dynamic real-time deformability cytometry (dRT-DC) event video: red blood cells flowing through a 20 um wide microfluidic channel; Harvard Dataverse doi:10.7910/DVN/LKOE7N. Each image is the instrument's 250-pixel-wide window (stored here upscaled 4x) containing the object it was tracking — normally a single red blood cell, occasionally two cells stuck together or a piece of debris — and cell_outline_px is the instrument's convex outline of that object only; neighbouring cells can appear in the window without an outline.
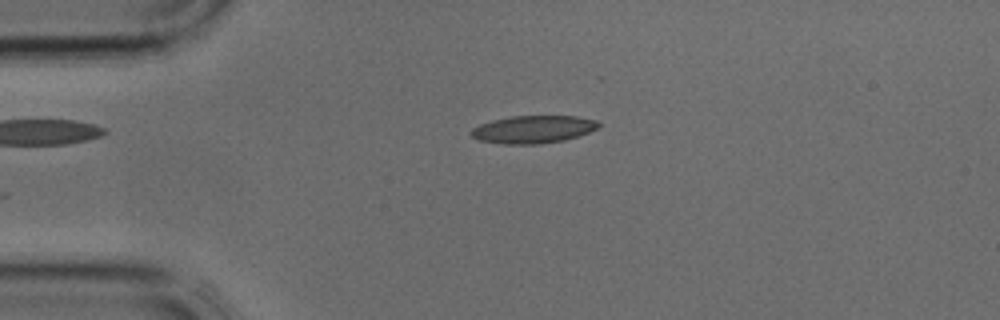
{"species": "common noctule bat (a hibernating species)", "species_latin": "Nyctalus noctula", "temperature_condition": "cold", "stored_images_in_passage": 26, "camera_frame_rate_fps": 3000, "um_per_image_px": 0.085, "animal": {"sex": "male", "body_mass_g": 17.9, "forearm_length_mm": 54.2}, "frame": {"image": 1, "passage_image": 3, "time_ms": 0.667, "image_size_px": [1000, 320], "cell_outline_px": [[600, 124], [596, 128], [588, 132], [564, 140], [536, 144], [504, 144], [480, 140], [472, 136], [468, 132], [472, 128], [480, 124], [492, 120], [512, 116], [576, 116], [596, 120]], "centroid_in_image_um": [45.28, 10.99], "position_along_channel_um": 39.7, "area_um2": 20.35}}
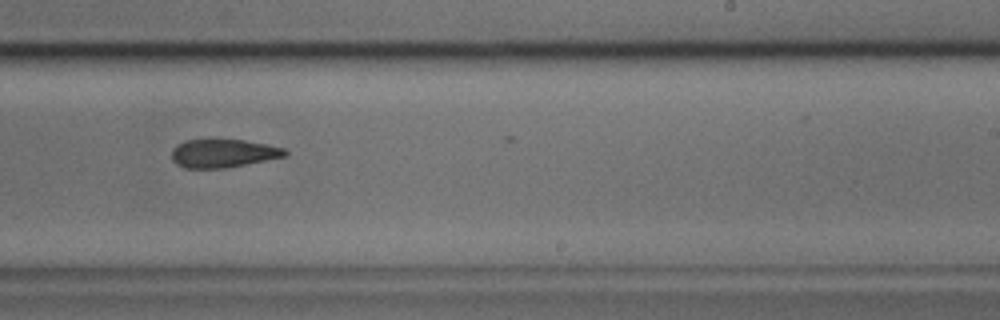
{"frame": {"image": 2, "passage_image": 18, "time_ms": 5.667, "image_size_px": [1000, 320], "cell_outline_px": [[288, 152], [284, 156], [224, 168], [184, 168], [176, 164], [172, 160], [172, 148], [184, 140], [244, 140], [284, 148]], "centroid_in_image_um": [18.9, 13.03], "position_along_channel_um": 270.1, "area_um2": 18.38}}
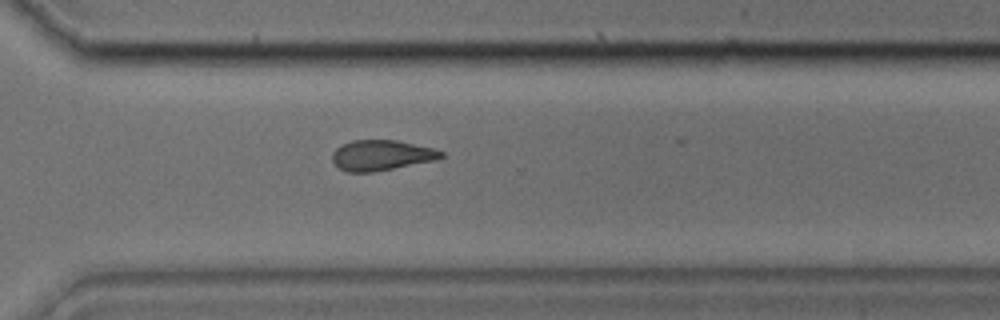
{"frame": {"image": 3, "passage_image": 22, "time_ms": 7.0, "image_size_px": [1000, 320], "cell_outline_px": [[444, 156], [436, 160], [372, 172], [348, 172], [340, 168], [332, 160], [332, 152], [336, 148], [352, 140], [396, 140], [432, 148], [444, 152]], "centroid_in_image_um": [32.42, 13.19], "position_along_channel_um": 338.2, "area_um2": 19.07}}